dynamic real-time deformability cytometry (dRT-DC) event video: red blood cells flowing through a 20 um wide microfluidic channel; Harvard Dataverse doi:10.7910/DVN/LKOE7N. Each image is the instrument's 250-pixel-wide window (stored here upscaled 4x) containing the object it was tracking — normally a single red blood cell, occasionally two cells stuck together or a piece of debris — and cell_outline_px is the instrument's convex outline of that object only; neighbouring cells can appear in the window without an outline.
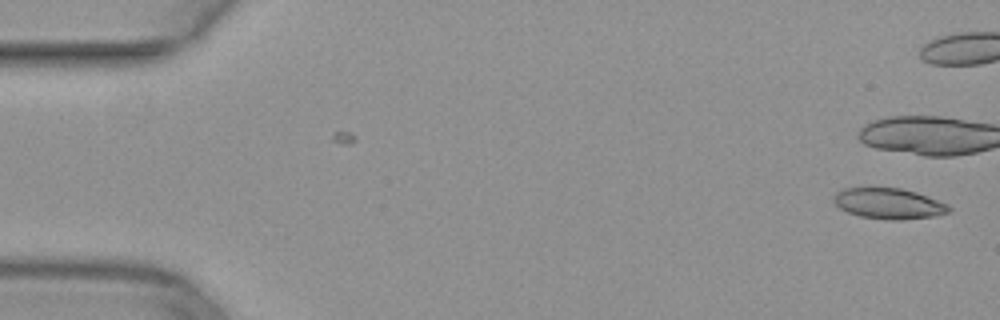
{"species": "common noctule bat (a hibernating species)", "species_latin": "Nyctalus noctula", "temperature_condition": "warm", "stored_images_in_passage": 10, "camera_frame_rate_fps": 3000, "um_per_image_px": 0.085, "animal": {"sex": "female", "body_mass_g": 29.2, "forearm_length_mm": 56.3}, "frame": {"image": 1, "passage_image": 1, "time_ms": 0.0, "image_size_px": [1000, 320], "cell_outline_px": [[952, 208], [948, 212], [936, 216], [900, 220], [888, 220], [860, 216], [848, 212], [840, 208], [832, 200], [832, 196], [836, 192], [844, 188], [900, 188], [916, 192], [928, 196], [948, 204]], "centroid_in_image_um": [75.55, 17.3], "position_along_channel_um": 9.5, "area_um2": 20.69}}